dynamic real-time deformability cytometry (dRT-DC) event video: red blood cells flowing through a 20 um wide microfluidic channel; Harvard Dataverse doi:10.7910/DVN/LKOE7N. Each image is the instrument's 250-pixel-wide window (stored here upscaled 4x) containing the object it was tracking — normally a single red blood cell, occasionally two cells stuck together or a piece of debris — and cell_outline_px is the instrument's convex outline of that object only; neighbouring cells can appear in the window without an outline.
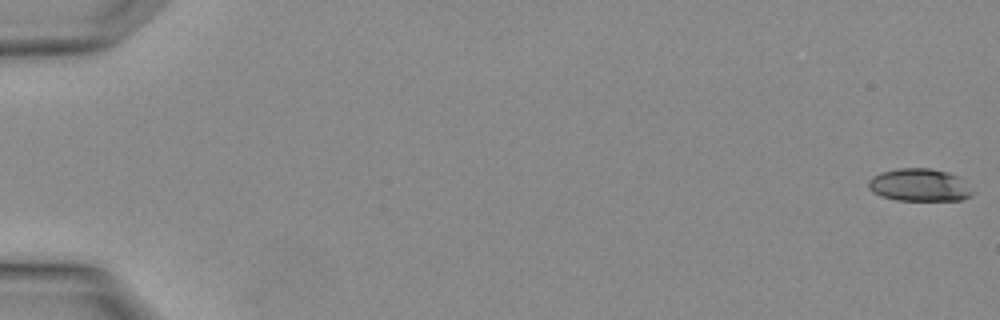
{"species": "Egyptian fruit bat (a non-hibernating species)", "species_latin": "Rousettus aegyptiacus", "temperature_condition": "warm", "stored_images_in_passage": 4, "camera_frame_rate_fps": 3000, "um_per_image_px": 0.085, "animal": {"sex": "female"}, "frame": {"image": 1, "passage_image": 1, "time_ms": 0.0, "image_size_px": [1000, 320], "cell_outline_px": [[976, 192], [972, 196], [960, 200], [896, 200], [880, 196], [872, 192], [868, 188], [868, 180], [872, 176], [880, 172], [900, 168], [932, 168], [948, 172], [960, 176]], "centroid_in_image_um": [78.18, 15.72], "position_along_channel_um": 6.8, "area_um2": 20.23}}